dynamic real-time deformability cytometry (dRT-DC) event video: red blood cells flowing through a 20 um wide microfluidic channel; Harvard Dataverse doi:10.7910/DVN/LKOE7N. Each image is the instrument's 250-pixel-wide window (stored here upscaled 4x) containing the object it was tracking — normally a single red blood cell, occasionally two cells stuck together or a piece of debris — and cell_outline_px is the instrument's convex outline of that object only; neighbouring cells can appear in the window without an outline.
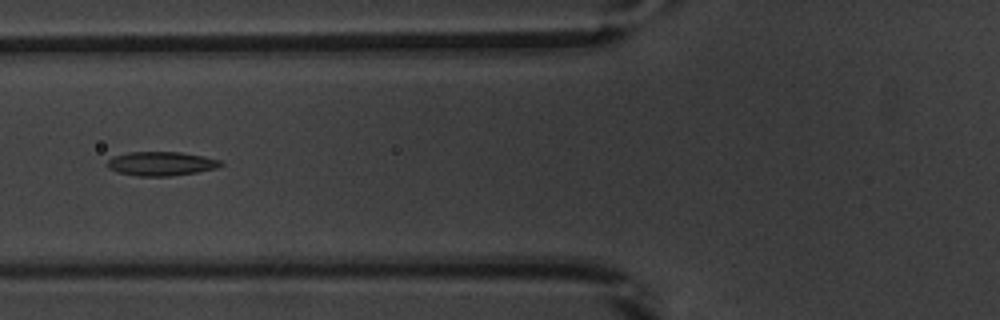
{"species": "common noctule bat (a hibernating species)", "species_latin": "Nyctalus noctula", "temperature_condition": "warm", "stored_images_in_passage": 51, "camera_frame_rate_fps": 3000, "um_per_image_px": 0.085, "animal": {"sex": "male", "body_mass_g": 20.1, "forearm_length_mm": 53.5}, "frame": {"image": 1, "passage_image": 19, "time_ms": 6.0, "image_size_px": [1000, 320], "cell_outline_px": [[224, 164], [216, 168], [196, 172], [168, 176], [136, 176], [116, 172], [108, 168], [108, 160], [112, 156], [128, 152], [180, 152], [204, 156], [220, 160]], "centroid_in_image_um": [13.67, 13.91], "position_along_channel_um": 112.1, "area_um2": 15.9}}
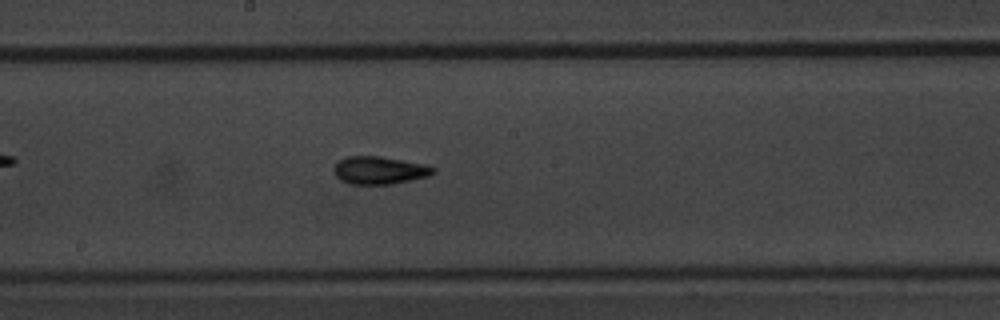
{"frame": {"image": 2, "passage_image": 27, "time_ms": 8.667, "image_size_px": [1000, 320], "cell_outline_px": [[436, 172], [428, 176], [412, 180], [392, 184], [348, 184], [340, 180], [336, 176], [332, 168], [340, 160], [348, 156], [380, 156], [420, 164], [436, 168]], "centroid_in_image_um": [32.21, 14.49], "position_along_channel_um": 216.0, "area_um2": 15.95}}
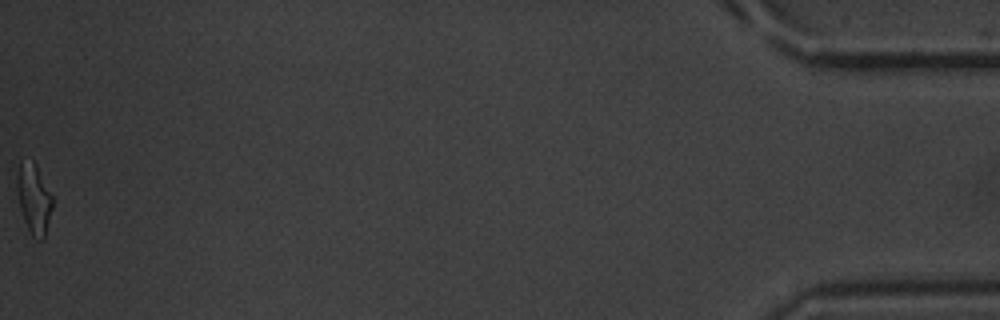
{"frame": {"image": 3, "passage_image": 51, "time_ms": 16.667, "image_size_px": [1000, 320], "cell_outline_px": [[52, 208], [44, 240], [40, 240], [32, 236], [28, 232], [20, 208], [16, 192], [16, 176], [20, 160], [32, 160], [36, 164], [52, 196]], "centroid_in_image_um": [2.85, 16.89], "position_along_channel_um": 432.3, "area_um2": 14.68}, "authors_computed_cell_mechanics": {"area_um2": 15.3748, "velocity_mm_per_s": 3.8798, "shape_relaxation_time_tau1_ms": 3.1256, "shape_relaxation_time_tau2_ms": 1.6325, "deformation_change_tau1": 0.1595, "deformation_change_tau2": 0.096}}